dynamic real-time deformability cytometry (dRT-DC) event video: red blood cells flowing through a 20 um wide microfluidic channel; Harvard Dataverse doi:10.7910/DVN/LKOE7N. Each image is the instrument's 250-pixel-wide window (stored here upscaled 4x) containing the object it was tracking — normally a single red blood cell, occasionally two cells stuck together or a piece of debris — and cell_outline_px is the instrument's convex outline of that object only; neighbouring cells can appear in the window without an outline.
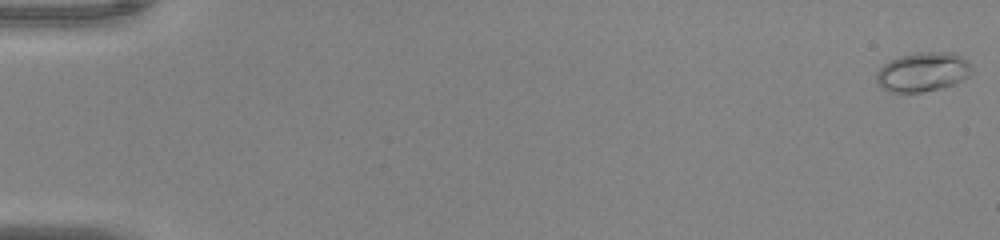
{"species": "common noctule bat (a hibernating species)", "species_latin": "Nyctalus noctula", "temperature_condition": "warm", "stored_images_in_passage": 17, "camera_frame_rate_fps": 3000, "um_per_image_px": 0.085, "animal": {"sex": "male", "body_mass_g": 20.0, "forearm_length_mm": 53.3}, "frame": {"image": 1, "passage_image": 1, "time_ms": 0.0, "image_size_px": [1000, 240], "cell_outline_px": [[972, 72], [968, 76], [952, 84], [940, 88], [920, 92], [888, 92], [876, 80], [876, 72], [888, 60], [900, 56], [916, 52], [952, 52], [960, 56], [972, 68]], "centroid_in_image_um": [78.4, 6.1], "position_along_channel_um": 6.6, "area_um2": 21.56}}